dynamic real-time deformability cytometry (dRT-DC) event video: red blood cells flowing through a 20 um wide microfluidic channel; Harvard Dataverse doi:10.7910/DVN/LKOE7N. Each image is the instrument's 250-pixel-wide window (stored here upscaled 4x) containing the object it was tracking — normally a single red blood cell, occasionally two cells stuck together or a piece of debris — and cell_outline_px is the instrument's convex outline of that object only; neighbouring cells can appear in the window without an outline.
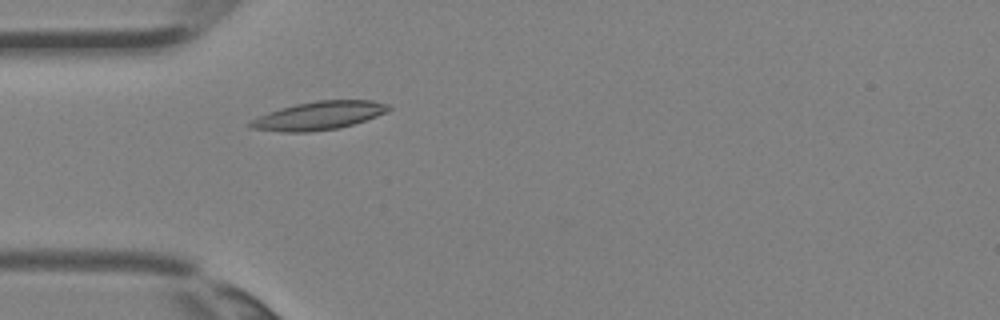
{"species": "Egyptian fruit bat (a non-hibernating species)", "species_latin": "Rousettus aegyptiacus", "temperature_condition": "room temperature", "stored_images_in_passage": 2, "camera_frame_rate_fps": 3000, "um_per_image_px": 0.085, "animal": {"sex": "female"}, "frame": {"image": 1, "passage_image": 2, "time_ms": 0.333, "image_size_px": [1000, 320], "cell_outline_px": [[392, 108], [388, 112], [352, 124], [336, 128], [308, 132], [280, 132], [252, 128], [248, 124], [248, 120], [268, 112], [280, 108], [296, 104], [316, 100], [372, 100], [388, 104]], "centroid_in_image_um": [27.08, 9.82], "position_along_channel_um": 57.9, "area_um2": 22.77}}